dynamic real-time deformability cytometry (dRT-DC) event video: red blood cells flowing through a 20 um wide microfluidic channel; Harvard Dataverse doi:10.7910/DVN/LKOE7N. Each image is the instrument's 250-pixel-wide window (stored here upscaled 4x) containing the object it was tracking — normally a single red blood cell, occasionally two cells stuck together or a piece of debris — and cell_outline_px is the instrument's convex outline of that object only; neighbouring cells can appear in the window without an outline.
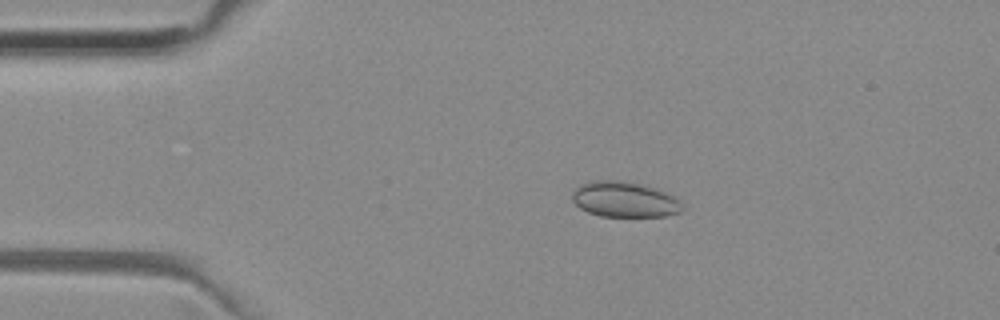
{"species": "common noctule bat (a hibernating species)", "species_latin": "Nyctalus noctula", "temperature_condition": "room temperature", "stored_images_in_passage": 52, "camera_frame_rate_fps": 3000, "um_per_image_px": 0.085, "animal": {"sex": "female", "body_mass_g": 29.2, "forearm_length_mm": 56.3}, "frame": {"image": 1, "passage_image": 10, "time_ms": 3.0, "image_size_px": [1000, 320], "cell_outline_px": [[684, 208], [680, 212], [664, 216], [600, 216], [588, 212], [580, 208], [572, 200], [572, 192], [580, 184], [596, 180], [620, 180], [640, 184], [656, 188], [672, 196]], "centroid_in_image_um": [53.03, 16.95], "position_along_channel_um": 32.0, "area_um2": 22.54}}
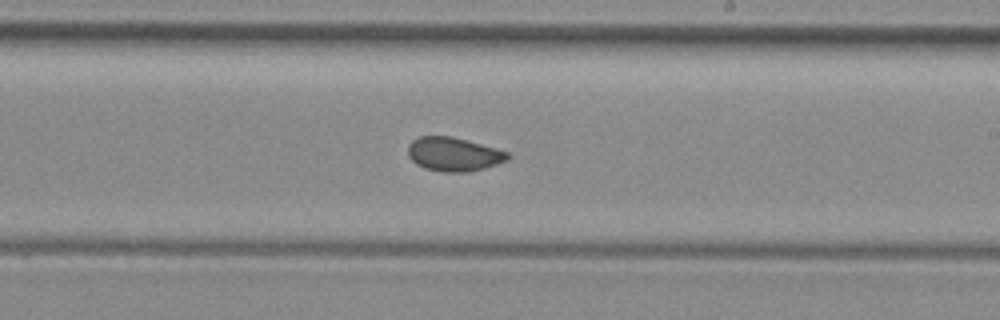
{"frame": {"image": 2, "passage_image": 30, "time_ms": 9.667, "image_size_px": [1000, 320], "cell_outline_px": [[512, 156], [508, 160], [484, 168], [468, 172], [440, 172], [424, 168], [416, 164], [408, 156], [408, 144], [412, 140], [420, 136], [452, 136], [468, 140], [496, 148], [508, 152]], "centroid_in_image_um": [38.56, 13.11], "position_along_channel_um": 250.4, "area_um2": 19.88}}
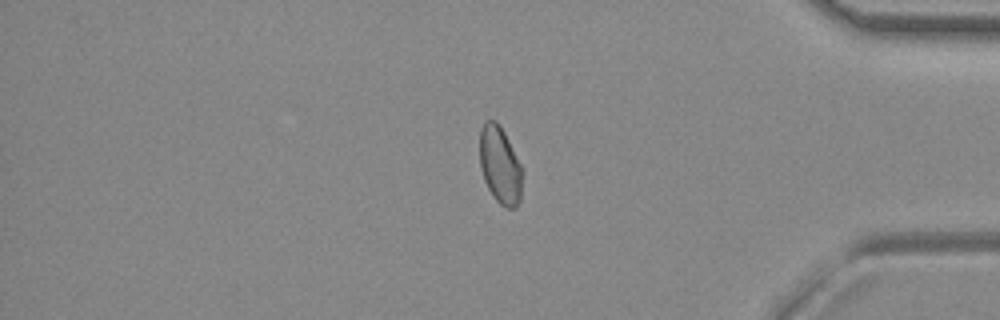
{"frame": {"image": 3, "passage_image": 43, "time_ms": 14.0, "image_size_px": [1000, 320], "cell_outline_px": [[524, 172], [520, 200], [516, 208], [504, 208], [496, 200], [488, 188], [484, 180], [480, 168], [480, 128], [484, 120], [496, 120], [504, 132], [524, 168]], "centroid_in_image_um": [42.53, 14.04], "position_along_channel_um": 392.7, "area_um2": 19.71}, "authors_computed_cell_mechanics": {"area_um2": 20.0855, "velocity_mm_per_s": 3.9768, "shape_relaxation_time_tau1_ms": null, "shape_relaxation_time_tau2_ms": 1.2861, "deformation_change_tau1": null, "deformation_change_tau2": 0.0406}}